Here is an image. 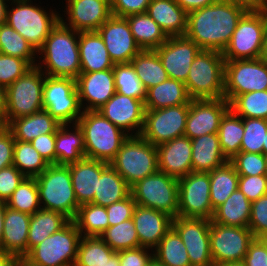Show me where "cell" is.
Here are the masks:
<instances>
[{
  "instance_id": "41",
  "label": "cell",
  "mask_w": 267,
  "mask_h": 266,
  "mask_svg": "<svg viewBox=\"0 0 267 266\" xmlns=\"http://www.w3.org/2000/svg\"><path fill=\"white\" fill-rule=\"evenodd\" d=\"M153 257L165 266H191L187 249L173 228L153 249Z\"/></svg>"
},
{
  "instance_id": "52",
  "label": "cell",
  "mask_w": 267,
  "mask_h": 266,
  "mask_svg": "<svg viewBox=\"0 0 267 266\" xmlns=\"http://www.w3.org/2000/svg\"><path fill=\"white\" fill-rule=\"evenodd\" d=\"M31 68L24 59L0 53V85L7 88Z\"/></svg>"
},
{
  "instance_id": "75",
  "label": "cell",
  "mask_w": 267,
  "mask_h": 266,
  "mask_svg": "<svg viewBox=\"0 0 267 266\" xmlns=\"http://www.w3.org/2000/svg\"><path fill=\"white\" fill-rule=\"evenodd\" d=\"M264 12H265V14H266V17H267V0H266V5H265Z\"/></svg>"
},
{
  "instance_id": "7",
  "label": "cell",
  "mask_w": 267,
  "mask_h": 266,
  "mask_svg": "<svg viewBox=\"0 0 267 266\" xmlns=\"http://www.w3.org/2000/svg\"><path fill=\"white\" fill-rule=\"evenodd\" d=\"M81 237L74 221L70 220L32 248L22 260L29 266H74Z\"/></svg>"
},
{
  "instance_id": "2",
  "label": "cell",
  "mask_w": 267,
  "mask_h": 266,
  "mask_svg": "<svg viewBox=\"0 0 267 266\" xmlns=\"http://www.w3.org/2000/svg\"><path fill=\"white\" fill-rule=\"evenodd\" d=\"M78 42L79 31L59 20L37 51L36 66L48 76L76 79L81 68Z\"/></svg>"
},
{
  "instance_id": "67",
  "label": "cell",
  "mask_w": 267,
  "mask_h": 266,
  "mask_svg": "<svg viewBox=\"0 0 267 266\" xmlns=\"http://www.w3.org/2000/svg\"><path fill=\"white\" fill-rule=\"evenodd\" d=\"M6 207H7L6 202L0 201V244L3 234V222H4Z\"/></svg>"
},
{
  "instance_id": "72",
  "label": "cell",
  "mask_w": 267,
  "mask_h": 266,
  "mask_svg": "<svg viewBox=\"0 0 267 266\" xmlns=\"http://www.w3.org/2000/svg\"><path fill=\"white\" fill-rule=\"evenodd\" d=\"M13 266H29L22 259L17 260Z\"/></svg>"
},
{
  "instance_id": "28",
  "label": "cell",
  "mask_w": 267,
  "mask_h": 266,
  "mask_svg": "<svg viewBox=\"0 0 267 266\" xmlns=\"http://www.w3.org/2000/svg\"><path fill=\"white\" fill-rule=\"evenodd\" d=\"M80 73H91L113 69L105 43L97 31L79 32Z\"/></svg>"
},
{
  "instance_id": "50",
  "label": "cell",
  "mask_w": 267,
  "mask_h": 266,
  "mask_svg": "<svg viewBox=\"0 0 267 266\" xmlns=\"http://www.w3.org/2000/svg\"><path fill=\"white\" fill-rule=\"evenodd\" d=\"M244 135L240 151L263 154V143L266 140L267 120L260 118H243Z\"/></svg>"
},
{
  "instance_id": "1",
  "label": "cell",
  "mask_w": 267,
  "mask_h": 266,
  "mask_svg": "<svg viewBox=\"0 0 267 266\" xmlns=\"http://www.w3.org/2000/svg\"><path fill=\"white\" fill-rule=\"evenodd\" d=\"M246 12L228 1L216 0L210 6L188 13L185 36L202 50L223 52Z\"/></svg>"
},
{
  "instance_id": "57",
  "label": "cell",
  "mask_w": 267,
  "mask_h": 266,
  "mask_svg": "<svg viewBox=\"0 0 267 266\" xmlns=\"http://www.w3.org/2000/svg\"><path fill=\"white\" fill-rule=\"evenodd\" d=\"M120 266H147L153 258V250L146 247H138L118 251Z\"/></svg>"
},
{
  "instance_id": "6",
  "label": "cell",
  "mask_w": 267,
  "mask_h": 266,
  "mask_svg": "<svg viewBox=\"0 0 267 266\" xmlns=\"http://www.w3.org/2000/svg\"><path fill=\"white\" fill-rule=\"evenodd\" d=\"M222 52L201 50L194 58L185 86L192 100L224 98Z\"/></svg>"
},
{
  "instance_id": "42",
  "label": "cell",
  "mask_w": 267,
  "mask_h": 266,
  "mask_svg": "<svg viewBox=\"0 0 267 266\" xmlns=\"http://www.w3.org/2000/svg\"><path fill=\"white\" fill-rule=\"evenodd\" d=\"M81 236H98L109 227L106 208L92 203L81 204L73 219Z\"/></svg>"
},
{
  "instance_id": "18",
  "label": "cell",
  "mask_w": 267,
  "mask_h": 266,
  "mask_svg": "<svg viewBox=\"0 0 267 266\" xmlns=\"http://www.w3.org/2000/svg\"><path fill=\"white\" fill-rule=\"evenodd\" d=\"M114 64L130 63L141 51L125 17L112 15L97 30Z\"/></svg>"
},
{
  "instance_id": "70",
  "label": "cell",
  "mask_w": 267,
  "mask_h": 266,
  "mask_svg": "<svg viewBox=\"0 0 267 266\" xmlns=\"http://www.w3.org/2000/svg\"><path fill=\"white\" fill-rule=\"evenodd\" d=\"M217 266H245L243 262L224 263Z\"/></svg>"
},
{
  "instance_id": "61",
  "label": "cell",
  "mask_w": 267,
  "mask_h": 266,
  "mask_svg": "<svg viewBox=\"0 0 267 266\" xmlns=\"http://www.w3.org/2000/svg\"><path fill=\"white\" fill-rule=\"evenodd\" d=\"M56 133L39 135L30 143L48 164H56L55 151Z\"/></svg>"
},
{
  "instance_id": "53",
  "label": "cell",
  "mask_w": 267,
  "mask_h": 266,
  "mask_svg": "<svg viewBox=\"0 0 267 266\" xmlns=\"http://www.w3.org/2000/svg\"><path fill=\"white\" fill-rule=\"evenodd\" d=\"M248 228L254 238L267 239V194L251 203V216Z\"/></svg>"
},
{
  "instance_id": "58",
  "label": "cell",
  "mask_w": 267,
  "mask_h": 266,
  "mask_svg": "<svg viewBox=\"0 0 267 266\" xmlns=\"http://www.w3.org/2000/svg\"><path fill=\"white\" fill-rule=\"evenodd\" d=\"M151 0H110L112 15L127 17L147 11Z\"/></svg>"
},
{
  "instance_id": "71",
  "label": "cell",
  "mask_w": 267,
  "mask_h": 266,
  "mask_svg": "<svg viewBox=\"0 0 267 266\" xmlns=\"http://www.w3.org/2000/svg\"><path fill=\"white\" fill-rule=\"evenodd\" d=\"M147 266H165L162 263L158 262L154 257L151 259V261L148 263Z\"/></svg>"
},
{
  "instance_id": "63",
  "label": "cell",
  "mask_w": 267,
  "mask_h": 266,
  "mask_svg": "<svg viewBox=\"0 0 267 266\" xmlns=\"http://www.w3.org/2000/svg\"><path fill=\"white\" fill-rule=\"evenodd\" d=\"M244 8L246 11H264L266 0H224Z\"/></svg>"
},
{
  "instance_id": "27",
  "label": "cell",
  "mask_w": 267,
  "mask_h": 266,
  "mask_svg": "<svg viewBox=\"0 0 267 266\" xmlns=\"http://www.w3.org/2000/svg\"><path fill=\"white\" fill-rule=\"evenodd\" d=\"M109 165L107 162L88 158L68 165L74 193L80 205L93 200L100 175Z\"/></svg>"
},
{
  "instance_id": "20",
  "label": "cell",
  "mask_w": 267,
  "mask_h": 266,
  "mask_svg": "<svg viewBox=\"0 0 267 266\" xmlns=\"http://www.w3.org/2000/svg\"><path fill=\"white\" fill-rule=\"evenodd\" d=\"M230 104L225 98L191 100L184 136L190 139L217 133Z\"/></svg>"
},
{
  "instance_id": "30",
  "label": "cell",
  "mask_w": 267,
  "mask_h": 266,
  "mask_svg": "<svg viewBox=\"0 0 267 266\" xmlns=\"http://www.w3.org/2000/svg\"><path fill=\"white\" fill-rule=\"evenodd\" d=\"M55 151L57 165H69L85 158L84 135L78 123L60 124L56 131Z\"/></svg>"
},
{
  "instance_id": "47",
  "label": "cell",
  "mask_w": 267,
  "mask_h": 266,
  "mask_svg": "<svg viewBox=\"0 0 267 266\" xmlns=\"http://www.w3.org/2000/svg\"><path fill=\"white\" fill-rule=\"evenodd\" d=\"M229 104L230 109L241 118L267 120V90L237 95Z\"/></svg>"
},
{
  "instance_id": "29",
  "label": "cell",
  "mask_w": 267,
  "mask_h": 266,
  "mask_svg": "<svg viewBox=\"0 0 267 266\" xmlns=\"http://www.w3.org/2000/svg\"><path fill=\"white\" fill-rule=\"evenodd\" d=\"M146 13L160 26L167 37L185 36L188 13L174 0H151Z\"/></svg>"
},
{
  "instance_id": "9",
  "label": "cell",
  "mask_w": 267,
  "mask_h": 266,
  "mask_svg": "<svg viewBox=\"0 0 267 266\" xmlns=\"http://www.w3.org/2000/svg\"><path fill=\"white\" fill-rule=\"evenodd\" d=\"M45 74L33 66L6 88L5 126L13 119L43 110Z\"/></svg>"
},
{
  "instance_id": "3",
  "label": "cell",
  "mask_w": 267,
  "mask_h": 266,
  "mask_svg": "<svg viewBox=\"0 0 267 266\" xmlns=\"http://www.w3.org/2000/svg\"><path fill=\"white\" fill-rule=\"evenodd\" d=\"M84 135L85 158L110 163L129 137L98 111H83L77 121Z\"/></svg>"
},
{
  "instance_id": "68",
  "label": "cell",
  "mask_w": 267,
  "mask_h": 266,
  "mask_svg": "<svg viewBox=\"0 0 267 266\" xmlns=\"http://www.w3.org/2000/svg\"><path fill=\"white\" fill-rule=\"evenodd\" d=\"M260 58L267 61V25H266L265 32H264L263 46H262V52H261Z\"/></svg>"
},
{
  "instance_id": "37",
  "label": "cell",
  "mask_w": 267,
  "mask_h": 266,
  "mask_svg": "<svg viewBox=\"0 0 267 266\" xmlns=\"http://www.w3.org/2000/svg\"><path fill=\"white\" fill-rule=\"evenodd\" d=\"M125 18L129 23L134 40L141 50H155L168 38L146 12L132 14Z\"/></svg>"
},
{
  "instance_id": "11",
  "label": "cell",
  "mask_w": 267,
  "mask_h": 266,
  "mask_svg": "<svg viewBox=\"0 0 267 266\" xmlns=\"http://www.w3.org/2000/svg\"><path fill=\"white\" fill-rule=\"evenodd\" d=\"M266 25L264 11H247L238 21L230 42L222 52L224 60L260 58Z\"/></svg>"
},
{
  "instance_id": "23",
  "label": "cell",
  "mask_w": 267,
  "mask_h": 266,
  "mask_svg": "<svg viewBox=\"0 0 267 266\" xmlns=\"http://www.w3.org/2000/svg\"><path fill=\"white\" fill-rule=\"evenodd\" d=\"M76 87L82 110L97 111L116 93L113 69L80 73Z\"/></svg>"
},
{
  "instance_id": "45",
  "label": "cell",
  "mask_w": 267,
  "mask_h": 266,
  "mask_svg": "<svg viewBox=\"0 0 267 266\" xmlns=\"http://www.w3.org/2000/svg\"><path fill=\"white\" fill-rule=\"evenodd\" d=\"M13 165L25 177L36 178L49 164L30 142L15 140Z\"/></svg>"
},
{
  "instance_id": "10",
  "label": "cell",
  "mask_w": 267,
  "mask_h": 266,
  "mask_svg": "<svg viewBox=\"0 0 267 266\" xmlns=\"http://www.w3.org/2000/svg\"><path fill=\"white\" fill-rule=\"evenodd\" d=\"M138 206L152 208L176 218L178 214V179L160 171L131 187Z\"/></svg>"
},
{
  "instance_id": "66",
  "label": "cell",
  "mask_w": 267,
  "mask_h": 266,
  "mask_svg": "<svg viewBox=\"0 0 267 266\" xmlns=\"http://www.w3.org/2000/svg\"><path fill=\"white\" fill-rule=\"evenodd\" d=\"M9 1V2H8ZM11 0H0V25L5 24L7 20L8 3Z\"/></svg>"
},
{
  "instance_id": "24",
  "label": "cell",
  "mask_w": 267,
  "mask_h": 266,
  "mask_svg": "<svg viewBox=\"0 0 267 266\" xmlns=\"http://www.w3.org/2000/svg\"><path fill=\"white\" fill-rule=\"evenodd\" d=\"M158 169L177 179L193 172L191 139L181 136L158 146Z\"/></svg>"
},
{
  "instance_id": "73",
  "label": "cell",
  "mask_w": 267,
  "mask_h": 266,
  "mask_svg": "<svg viewBox=\"0 0 267 266\" xmlns=\"http://www.w3.org/2000/svg\"><path fill=\"white\" fill-rule=\"evenodd\" d=\"M267 153V134H266V140L265 143H263V154Z\"/></svg>"
},
{
  "instance_id": "51",
  "label": "cell",
  "mask_w": 267,
  "mask_h": 266,
  "mask_svg": "<svg viewBox=\"0 0 267 266\" xmlns=\"http://www.w3.org/2000/svg\"><path fill=\"white\" fill-rule=\"evenodd\" d=\"M229 161L239 176L266 175L264 154L240 151Z\"/></svg>"
},
{
  "instance_id": "21",
  "label": "cell",
  "mask_w": 267,
  "mask_h": 266,
  "mask_svg": "<svg viewBox=\"0 0 267 266\" xmlns=\"http://www.w3.org/2000/svg\"><path fill=\"white\" fill-rule=\"evenodd\" d=\"M97 111L129 136L140 135L145 114V106L142 100L116 92Z\"/></svg>"
},
{
  "instance_id": "35",
  "label": "cell",
  "mask_w": 267,
  "mask_h": 266,
  "mask_svg": "<svg viewBox=\"0 0 267 266\" xmlns=\"http://www.w3.org/2000/svg\"><path fill=\"white\" fill-rule=\"evenodd\" d=\"M131 194V187L123 177L109 165L100 175L97 191L90 202L107 207L115 202L127 198Z\"/></svg>"
},
{
  "instance_id": "17",
  "label": "cell",
  "mask_w": 267,
  "mask_h": 266,
  "mask_svg": "<svg viewBox=\"0 0 267 266\" xmlns=\"http://www.w3.org/2000/svg\"><path fill=\"white\" fill-rule=\"evenodd\" d=\"M172 228L187 249L191 266H214L210 253V220L204 218H173Z\"/></svg>"
},
{
  "instance_id": "12",
  "label": "cell",
  "mask_w": 267,
  "mask_h": 266,
  "mask_svg": "<svg viewBox=\"0 0 267 266\" xmlns=\"http://www.w3.org/2000/svg\"><path fill=\"white\" fill-rule=\"evenodd\" d=\"M43 109L61 124L77 123L82 115L76 79L45 76Z\"/></svg>"
},
{
  "instance_id": "49",
  "label": "cell",
  "mask_w": 267,
  "mask_h": 266,
  "mask_svg": "<svg viewBox=\"0 0 267 266\" xmlns=\"http://www.w3.org/2000/svg\"><path fill=\"white\" fill-rule=\"evenodd\" d=\"M113 73L117 93L145 101L146 89L131 63L114 64Z\"/></svg>"
},
{
  "instance_id": "69",
  "label": "cell",
  "mask_w": 267,
  "mask_h": 266,
  "mask_svg": "<svg viewBox=\"0 0 267 266\" xmlns=\"http://www.w3.org/2000/svg\"><path fill=\"white\" fill-rule=\"evenodd\" d=\"M105 266H120L119 256L118 253L115 252L105 264Z\"/></svg>"
},
{
  "instance_id": "19",
  "label": "cell",
  "mask_w": 267,
  "mask_h": 266,
  "mask_svg": "<svg viewBox=\"0 0 267 266\" xmlns=\"http://www.w3.org/2000/svg\"><path fill=\"white\" fill-rule=\"evenodd\" d=\"M202 49L186 36L168 37L157 52L170 79L186 82L191 64Z\"/></svg>"
},
{
  "instance_id": "13",
  "label": "cell",
  "mask_w": 267,
  "mask_h": 266,
  "mask_svg": "<svg viewBox=\"0 0 267 266\" xmlns=\"http://www.w3.org/2000/svg\"><path fill=\"white\" fill-rule=\"evenodd\" d=\"M267 90V61L237 59L224 64V98L230 103L237 95Z\"/></svg>"
},
{
  "instance_id": "55",
  "label": "cell",
  "mask_w": 267,
  "mask_h": 266,
  "mask_svg": "<svg viewBox=\"0 0 267 266\" xmlns=\"http://www.w3.org/2000/svg\"><path fill=\"white\" fill-rule=\"evenodd\" d=\"M136 205L132 194H130L127 198L105 207L108 214L109 226H114L131 219Z\"/></svg>"
},
{
  "instance_id": "5",
  "label": "cell",
  "mask_w": 267,
  "mask_h": 266,
  "mask_svg": "<svg viewBox=\"0 0 267 266\" xmlns=\"http://www.w3.org/2000/svg\"><path fill=\"white\" fill-rule=\"evenodd\" d=\"M35 179L41 208L61 212L73 220L80 204L74 193L69 166L49 164Z\"/></svg>"
},
{
  "instance_id": "46",
  "label": "cell",
  "mask_w": 267,
  "mask_h": 266,
  "mask_svg": "<svg viewBox=\"0 0 267 266\" xmlns=\"http://www.w3.org/2000/svg\"><path fill=\"white\" fill-rule=\"evenodd\" d=\"M7 207L29 215L41 209L35 178L25 177L6 202Z\"/></svg>"
},
{
  "instance_id": "31",
  "label": "cell",
  "mask_w": 267,
  "mask_h": 266,
  "mask_svg": "<svg viewBox=\"0 0 267 266\" xmlns=\"http://www.w3.org/2000/svg\"><path fill=\"white\" fill-rule=\"evenodd\" d=\"M193 172L209 173L228 160L223 155L217 133L191 139Z\"/></svg>"
},
{
  "instance_id": "32",
  "label": "cell",
  "mask_w": 267,
  "mask_h": 266,
  "mask_svg": "<svg viewBox=\"0 0 267 266\" xmlns=\"http://www.w3.org/2000/svg\"><path fill=\"white\" fill-rule=\"evenodd\" d=\"M60 124L43 109L29 116L13 119L7 127L12 131L15 140L31 142L39 135L56 133Z\"/></svg>"
},
{
  "instance_id": "25",
  "label": "cell",
  "mask_w": 267,
  "mask_h": 266,
  "mask_svg": "<svg viewBox=\"0 0 267 266\" xmlns=\"http://www.w3.org/2000/svg\"><path fill=\"white\" fill-rule=\"evenodd\" d=\"M133 222L141 247L154 249L172 228L173 218L168 214L136 205Z\"/></svg>"
},
{
  "instance_id": "48",
  "label": "cell",
  "mask_w": 267,
  "mask_h": 266,
  "mask_svg": "<svg viewBox=\"0 0 267 266\" xmlns=\"http://www.w3.org/2000/svg\"><path fill=\"white\" fill-rule=\"evenodd\" d=\"M100 238L115 252L141 247L132 218L109 226Z\"/></svg>"
},
{
  "instance_id": "40",
  "label": "cell",
  "mask_w": 267,
  "mask_h": 266,
  "mask_svg": "<svg viewBox=\"0 0 267 266\" xmlns=\"http://www.w3.org/2000/svg\"><path fill=\"white\" fill-rule=\"evenodd\" d=\"M217 134L221 151L229 161L240 152L244 135L243 118L229 109L221 119Z\"/></svg>"
},
{
  "instance_id": "64",
  "label": "cell",
  "mask_w": 267,
  "mask_h": 266,
  "mask_svg": "<svg viewBox=\"0 0 267 266\" xmlns=\"http://www.w3.org/2000/svg\"><path fill=\"white\" fill-rule=\"evenodd\" d=\"M6 117V88L0 85V126L5 125Z\"/></svg>"
},
{
  "instance_id": "34",
  "label": "cell",
  "mask_w": 267,
  "mask_h": 266,
  "mask_svg": "<svg viewBox=\"0 0 267 266\" xmlns=\"http://www.w3.org/2000/svg\"><path fill=\"white\" fill-rule=\"evenodd\" d=\"M251 202L237 189L214 210L212 221L226 226L248 228Z\"/></svg>"
},
{
  "instance_id": "22",
  "label": "cell",
  "mask_w": 267,
  "mask_h": 266,
  "mask_svg": "<svg viewBox=\"0 0 267 266\" xmlns=\"http://www.w3.org/2000/svg\"><path fill=\"white\" fill-rule=\"evenodd\" d=\"M60 21L76 31H97L112 16L110 0H64ZM62 16V17H61ZM64 17L66 19L64 20Z\"/></svg>"
},
{
  "instance_id": "38",
  "label": "cell",
  "mask_w": 267,
  "mask_h": 266,
  "mask_svg": "<svg viewBox=\"0 0 267 266\" xmlns=\"http://www.w3.org/2000/svg\"><path fill=\"white\" fill-rule=\"evenodd\" d=\"M210 177V201L215 210L238 189L239 175L233 164L227 161L220 167L209 172Z\"/></svg>"
},
{
  "instance_id": "15",
  "label": "cell",
  "mask_w": 267,
  "mask_h": 266,
  "mask_svg": "<svg viewBox=\"0 0 267 266\" xmlns=\"http://www.w3.org/2000/svg\"><path fill=\"white\" fill-rule=\"evenodd\" d=\"M210 253L214 266L243 262L249 244L254 240L249 228L226 226L210 220Z\"/></svg>"
},
{
  "instance_id": "14",
  "label": "cell",
  "mask_w": 267,
  "mask_h": 266,
  "mask_svg": "<svg viewBox=\"0 0 267 266\" xmlns=\"http://www.w3.org/2000/svg\"><path fill=\"white\" fill-rule=\"evenodd\" d=\"M209 173L190 172L178 179V217L212 220Z\"/></svg>"
},
{
  "instance_id": "16",
  "label": "cell",
  "mask_w": 267,
  "mask_h": 266,
  "mask_svg": "<svg viewBox=\"0 0 267 266\" xmlns=\"http://www.w3.org/2000/svg\"><path fill=\"white\" fill-rule=\"evenodd\" d=\"M188 112L189 104L145 110L140 136L155 146L184 136Z\"/></svg>"
},
{
  "instance_id": "36",
  "label": "cell",
  "mask_w": 267,
  "mask_h": 266,
  "mask_svg": "<svg viewBox=\"0 0 267 266\" xmlns=\"http://www.w3.org/2000/svg\"><path fill=\"white\" fill-rule=\"evenodd\" d=\"M70 219L61 212L40 209L31 215L28 232V252L54 232L63 228Z\"/></svg>"
},
{
  "instance_id": "54",
  "label": "cell",
  "mask_w": 267,
  "mask_h": 266,
  "mask_svg": "<svg viewBox=\"0 0 267 266\" xmlns=\"http://www.w3.org/2000/svg\"><path fill=\"white\" fill-rule=\"evenodd\" d=\"M238 189L252 203L267 194V175L239 176Z\"/></svg>"
},
{
  "instance_id": "74",
  "label": "cell",
  "mask_w": 267,
  "mask_h": 266,
  "mask_svg": "<svg viewBox=\"0 0 267 266\" xmlns=\"http://www.w3.org/2000/svg\"><path fill=\"white\" fill-rule=\"evenodd\" d=\"M264 158H265V165H266V175H267V153L264 154Z\"/></svg>"
},
{
  "instance_id": "62",
  "label": "cell",
  "mask_w": 267,
  "mask_h": 266,
  "mask_svg": "<svg viewBox=\"0 0 267 266\" xmlns=\"http://www.w3.org/2000/svg\"><path fill=\"white\" fill-rule=\"evenodd\" d=\"M186 13L210 6L216 0H174Z\"/></svg>"
},
{
  "instance_id": "33",
  "label": "cell",
  "mask_w": 267,
  "mask_h": 266,
  "mask_svg": "<svg viewBox=\"0 0 267 266\" xmlns=\"http://www.w3.org/2000/svg\"><path fill=\"white\" fill-rule=\"evenodd\" d=\"M191 100L184 82L168 78L146 91L144 106L145 110H156L189 104Z\"/></svg>"
},
{
  "instance_id": "60",
  "label": "cell",
  "mask_w": 267,
  "mask_h": 266,
  "mask_svg": "<svg viewBox=\"0 0 267 266\" xmlns=\"http://www.w3.org/2000/svg\"><path fill=\"white\" fill-rule=\"evenodd\" d=\"M245 266H267V239H257L249 244L244 257Z\"/></svg>"
},
{
  "instance_id": "43",
  "label": "cell",
  "mask_w": 267,
  "mask_h": 266,
  "mask_svg": "<svg viewBox=\"0 0 267 266\" xmlns=\"http://www.w3.org/2000/svg\"><path fill=\"white\" fill-rule=\"evenodd\" d=\"M0 53L24 59L32 67L37 63V51L7 23L0 25Z\"/></svg>"
},
{
  "instance_id": "59",
  "label": "cell",
  "mask_w": 267,
  "mask_h": 266,
  "mask_svg": "<svg viewBox=\"0 0 267 266\" xmlns=\"http://www.w3.org/2000/svg\"><path fill=\"white\" fill-rule=\"evenodd\" d=\"M15 139L7 126H0V170L13 165Z\"/></svg>"
},
{
  "instance_id": "39",
  "label": "cell",
  "mask_w": 267,
  "mask_h": 266,
  "mask_svg": "<svg viewBox=\"0 0 267 266\" xmlns=\"http://www.w3.org/2000/svg\"><path fill=\"white\" fill-rule=\"evenodd\" d=\"M130 63L146 91L169 78L155 50H141Z\"/></svg>"
},
{
  "instance_id": "8",
  "label": "cell",
  "mask_w": 267,
  "mask_h": 266,
  "mask_svg": "<svg viewBox=\"0 0 267 266\" xmlns=\"http://www.w3.org/2000/svg\"><path fill=\"white\" fill-rule=\"evenodd\" d=\"M109 164L132 187L159 171L157 148L140 135L129 136Z\"/></svg>"
},
{
  "instance_id": "26",
  "label": "cell",
  "mask_w": 267,
  "mask_h": 266,
  "mask_svg": "<svg viewBox=\"0 0 267 266\" xmlns=\"http://www.w3.org/2000/svg\"><path fill=\"white\" fill-rule=\"evenodd\" d=\"M31 215L6 207L0 249L18 260L28 253V232Z\"/></svg>"
},
{
  "instance_id": "44",
  "label": "cell",
  "mask_w": 267,
  "mask_h": 266,
  "mask_svg": "<svg viewBox=\"0 0 267 266\" xmlns=\"http://www.w3.org/2000/svg\"><path fill=\"white\" fill-rule=\"evenodd\" d=\"M114 253L100 237L82 236L74 266H105Z\"/></svg>"
},
{
  "instance_id": "65",
  "label": "cell",
  "mask_w": 267,
  "mask_h": 266,
  "mask_svg": "<svg viewBox=\"0 0 267 266\" xmlns=\"http://www.w3.org/2000/svg\"><path fill=\"white\" fill-rule=\"evenodd\" d=\"M17 260L13 254L0 249V266H13Z\"/></svg>"
},
{
  "instance_id": "56",
  "label": "cell",
  "mask_w": 267,
  "mask_h": 266,
  "mask_svg": "<svg viewBox=\"0 0 267 266\" xmlns=\"http://www.w3.org/2000/svg\"><path fill=\"white\" fill-rule=\"evenodd\" d=\"M25 176L14 166L0 170V201L7 202Z\"/></svg>"
},
{
  "instance_id": "4",
  "label": "cell",
  "mask_w": 267,
  "mask_h": 266,
  "mask_svg": "<svg viewBox=\"0 0 267 266\" xmlns=\"http://www.w3.org/2000/svg\"><path fill=\"white\" fill-rule=\"evenodd\" d=\"M10 3L6 23L38 51L59 22L60 13L56 8L47 11L33 0H11Z\"/></svg>"
}]
</instances>
